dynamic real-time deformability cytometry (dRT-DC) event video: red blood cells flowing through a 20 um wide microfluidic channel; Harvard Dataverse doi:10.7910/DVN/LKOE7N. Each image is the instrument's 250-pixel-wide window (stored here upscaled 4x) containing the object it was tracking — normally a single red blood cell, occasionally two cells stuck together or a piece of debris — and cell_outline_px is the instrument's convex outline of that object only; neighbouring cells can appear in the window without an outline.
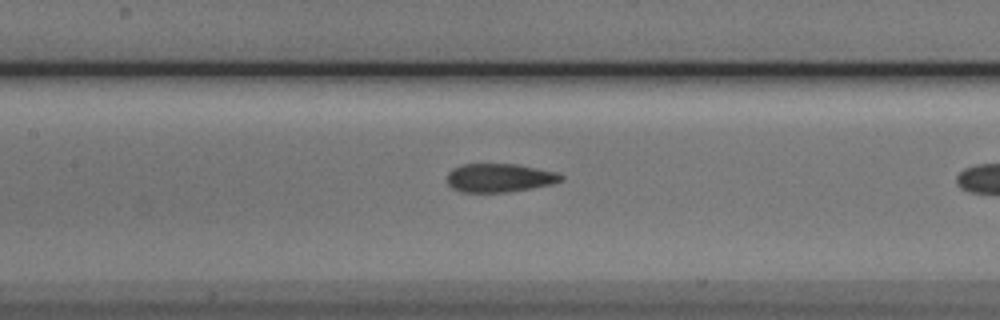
{"species": "Egyptian fruit bat (a non-hibernating species)", "species_latin": "Rousettus aegyptiacus", "temperature_condition": "cold", "stored_images_in_passage": 7, "camera_frame_rate_fps": 3000, "um_per_image_px": 0.085, "animal": {"sex": "male"}, "frame": {"image": 1, "passage_image": 6, "time_ms": 6.667, "image_size_px": [1000, 320], "cell_outline_px": [[564, 180], [552, 184], [532, 188], [508, 192], [460, 192], [452, 188], [448, 184], [448, 172], [452, 168], [464, 164], [516, 164], [556, 172], [564, 176]], "centroid_in_image_um": [42.46, 15.12], "position_along_channel_um": 164.9, "area_um2": 19.02}}